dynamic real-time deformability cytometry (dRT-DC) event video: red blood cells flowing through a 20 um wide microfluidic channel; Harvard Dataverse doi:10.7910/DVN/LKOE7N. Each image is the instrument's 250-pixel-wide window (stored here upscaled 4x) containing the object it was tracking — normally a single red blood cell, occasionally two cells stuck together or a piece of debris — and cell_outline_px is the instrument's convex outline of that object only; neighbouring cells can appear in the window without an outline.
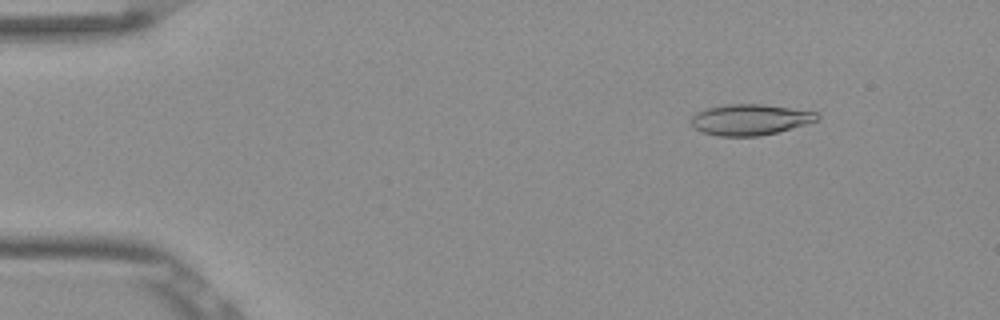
{"species": "Egyptian fruit bat (a non-hibernating species)", "species_latin": "Rousettus aegyptiacus", "temperature_condition": "room temperature", "stored_images_in_passage": 53, "camera_frame_rate_fps": 3000, "um_per_image_px": 0.085, "frame": {"image": 1, "passage_image": 7, "time_ms": 2.0, "image_size_px": [1000, 320], "cell_outline_px": [[820, 120], [808, 124], [760, 136], [716, 136], [692, 128], [692, 116], [696, 112], [708, 108], [724, 104], [764, 104], [816, 112], [820, 116]], "centroid_in_image_um": [63.76, 10.17], "position_along_channel_um": 21.2, "area_um2": 22.77}}
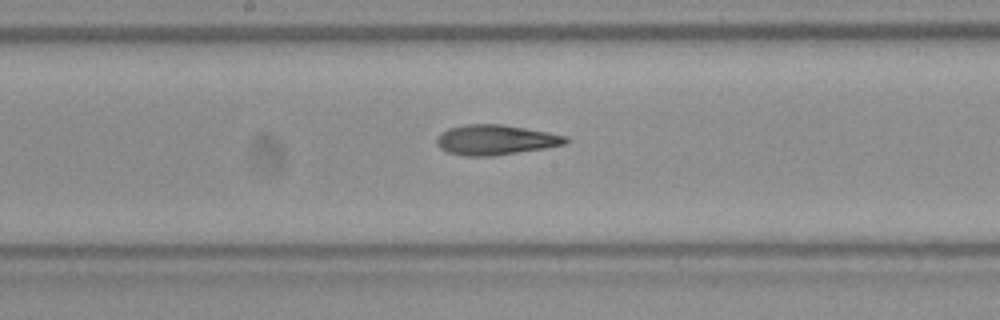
{"frame": {"image": 2, "passage_image": 28, "time_ms": 9.0, "image_size_px": [1000, 320], "cell_outline_px": [[568, 140], [564, 144], [544, 148], [492, 156], [464, 156], [448, 152], [440, 148], [436, 144], [436, 136], [440, 132], [448, 128], [464, 124], [500, 124], [548, 132], [568, 136]], "centroid_in_image_um": [42.06, 11.88], "position_along_channel_um": 206.1, "area_um2": 22.6}}
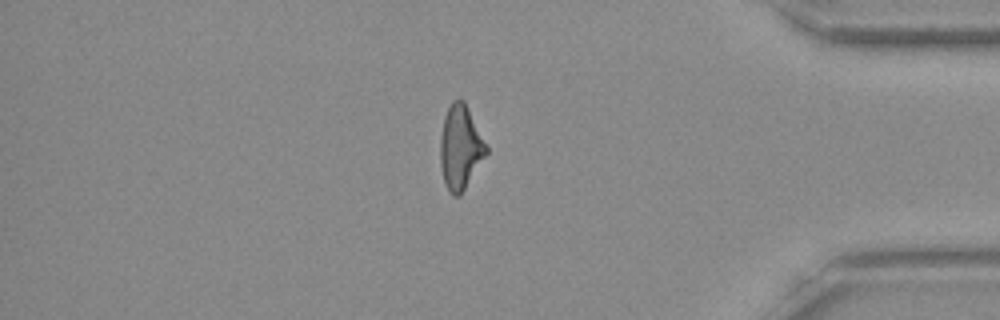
{"frame": {"image": 3, "passage_image": 45, "time_ms": 14.667, "image_size_px": [1000, 320], "cell_outline_px": [[488, 152], [460, 196], [452, 196], [444, 184], [440, 164], [440, 136], [444, 116], [452, 100], [464, 100], [488, 148]], "centroid_in_image_um": [39.11, 12.55], "position_along_channel_um": 396.1, "area_um2": 22.48}, "authors_computed_cell_mechanics": {"area_um2": 22.4264, "velocity_mm_per_s": 3.8765, "shape_relaxation_time_tau1_ms": 10.0933, "shape_relaxation_time_tau2_ms": 3.7611, "deformation_change_tau1": 0.2536, "deformation_change_tau2": 0.1438}}